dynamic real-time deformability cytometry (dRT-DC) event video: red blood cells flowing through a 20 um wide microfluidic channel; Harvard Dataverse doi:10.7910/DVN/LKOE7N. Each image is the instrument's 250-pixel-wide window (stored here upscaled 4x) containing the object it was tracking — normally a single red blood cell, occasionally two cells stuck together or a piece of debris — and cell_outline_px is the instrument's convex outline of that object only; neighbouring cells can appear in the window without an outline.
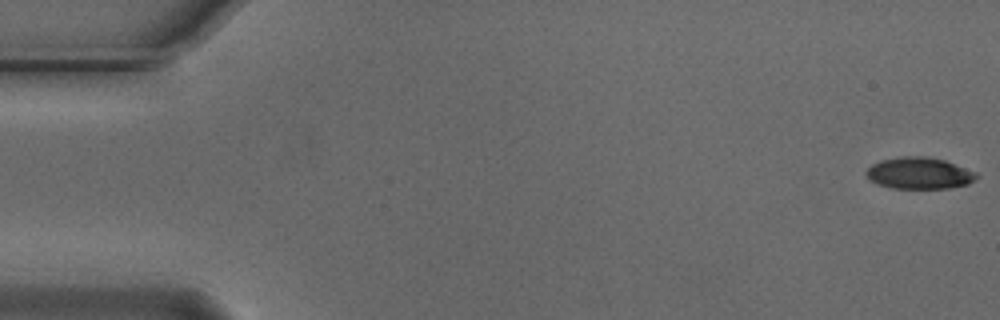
{"species": "Egyptian fruit bat (a non-hibernating species)", "species_latin": "Rousettus aegyptiacus", "temperature_condition": "cold", "stored_images_in_passage": 9, "camera_frame_rate_fps": 3000, "um_per_image_px": 0.085, "animal": {"sex": "male"}, "frame": {"image": 1, "passage_image": 1, "time_ms": 0.0, "image_size_px": [1000, 320], "cell_outline_px": [[980, 176], [968, 184], [948, 188], [892, 188], [876, 184], [868, 180], [864, 172], [872, 164], [884, 160], [900, 156], [924, 156], [944, 160], [976, 172]], "centroid_in_image_um": [78.11, 14.73], "position_along_channel_um": 6.9, "area_um2": 20.35}}